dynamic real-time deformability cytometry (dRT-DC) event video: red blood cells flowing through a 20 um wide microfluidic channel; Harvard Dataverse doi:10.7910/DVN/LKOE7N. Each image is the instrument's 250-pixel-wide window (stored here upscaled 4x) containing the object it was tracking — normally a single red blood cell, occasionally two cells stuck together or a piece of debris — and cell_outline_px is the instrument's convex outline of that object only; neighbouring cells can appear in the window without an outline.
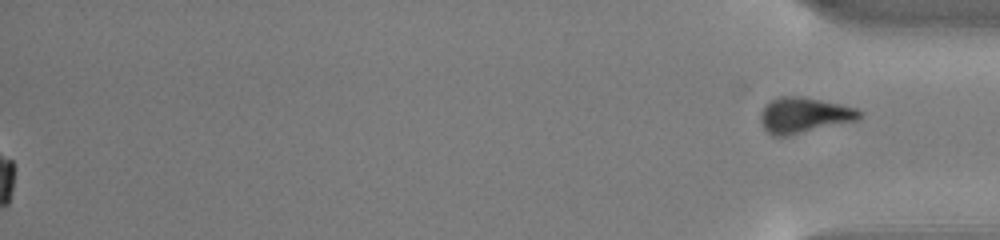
{"species": "common noctule bat (a hibernating species)", "species_latin": "Nyctalus noctula", "temperature_condition": "cold", "stored_images_in_passage": 48, "segment_of_instrument_passage": [2, 2], "camera_frame_rate_fps": 3000, "um_per_image_px": 0.085, "animal": {"sex": "male", "body_mass_g": 13.0, "forearm_length_mm": 53.1}, "frame": {"image": 1, "passage_image": 48, "time_ms": 15.667, "image_size_px": [1000, 240], "cell_outline_px": [[864, 112], [856, 120], [788, 136], [772, 136], [764, 128], [760, 120], [760, 112], [764, 104], [780, 96], [804, 96], [840, 104], [856, 108]], "centroid_in_image_um": [68.31, 9.78], "position_along_channel_um": 366.9, "area_um2": 20.58}}